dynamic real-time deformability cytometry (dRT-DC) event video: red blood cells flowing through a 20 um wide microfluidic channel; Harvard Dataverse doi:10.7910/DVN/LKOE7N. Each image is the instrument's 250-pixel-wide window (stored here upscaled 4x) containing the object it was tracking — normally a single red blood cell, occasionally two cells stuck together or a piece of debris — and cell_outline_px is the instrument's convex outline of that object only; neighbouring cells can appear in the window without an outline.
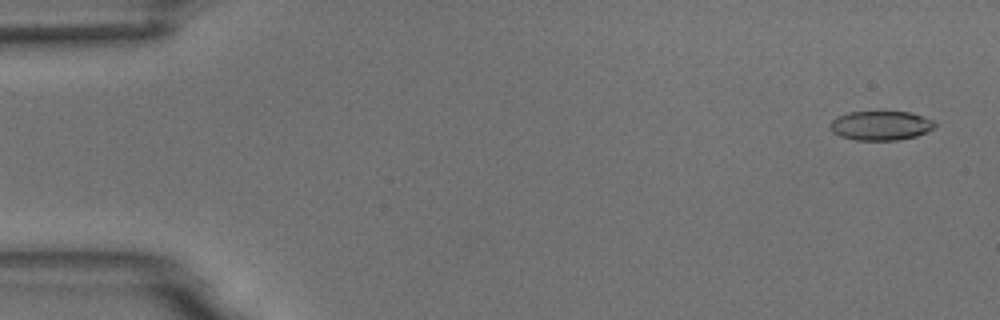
{"species": "common noctule bat (a hibernating species)", "species_latin": "Nyctalus noctula", "temperature_condition": "room temperature", "stored_images_in_passage": 52, "camera_frame_rate_fps": 3000, "um_per_image_px": 0.085, "animal": {"sex": "male", "body_mass_g": 18.8}, "frame": {"image": 1, "passage_image": 3, "time_ms": 0.667, "image_size_px": [1000, 320], "cell_outline_px": [[936, 124], [928, 132], [916, 136], [896, 140], [856, 140], [840, 136], [832, 132], [828, 128], [828, 124], [836, 116], [848, 112], [912, 112], [932, 120]], "centroid_in_image_um": [74.81, 10.67], "position_along_channel_um": 10.2, "area_um2": 17.98}}
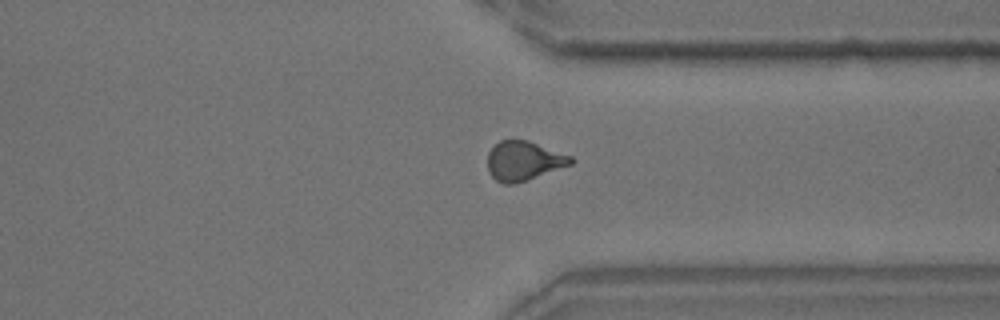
{"frame": {"image": 2, "passage_image": 42, "time_ms": 13.667, "image_size_px": [1000, 320], "cell_outline_px": [[576, 160], [572, 164], [528, 180], [512, 184], [504, 184], [496, 180], [488, 172], [488, 152], [500, 140], [512, 136], [528, 140], [572, 156]], "centroid_in_image_um": [44.51, 13.64], "position_along_channel_um": 366.9, "area_um2": 19.54}}
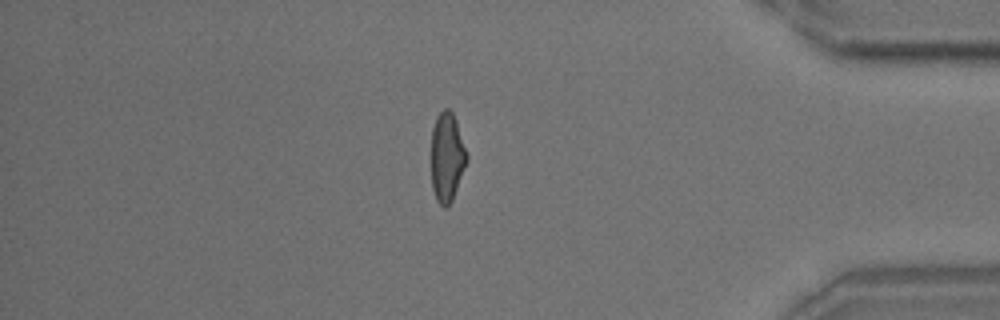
{"frame": {"image": 3, "passage_image": 47, "time_ms": 15.333, "image_size_px": [1000, 320], "cell_outline_px": [[468, 160], [452, 200], [448, 208], [444, 208], [436, 200], [432, 188], [432, 128], [436, 116], [444, 108], [448, 108], [452, 112], [456, 120], [468, 156]], "centroid_in_image_um": [37.99, 13.36], "position_along_channel_um": 397.2, "area_um2": 18.5}}